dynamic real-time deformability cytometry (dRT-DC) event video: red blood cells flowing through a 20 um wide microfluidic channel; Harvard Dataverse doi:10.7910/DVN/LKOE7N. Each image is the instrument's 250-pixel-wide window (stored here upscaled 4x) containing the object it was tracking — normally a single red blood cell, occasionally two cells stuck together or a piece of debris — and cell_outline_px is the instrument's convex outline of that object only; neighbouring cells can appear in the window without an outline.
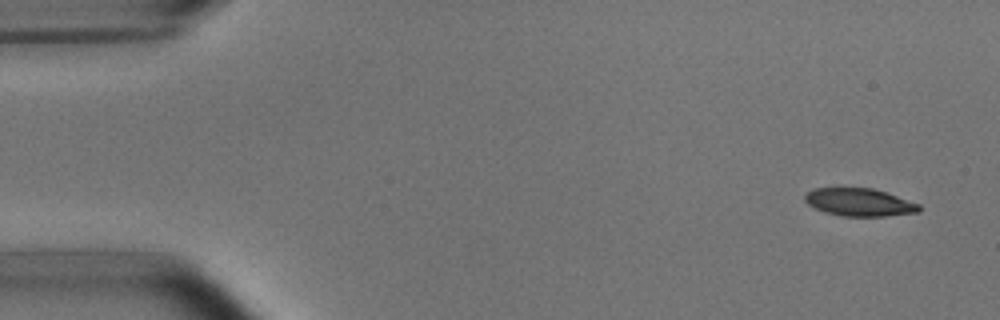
{"species": "common noctule bat (a hibernating species)", "species_latin": "Nyctalus noctula", "temperature_condition": "room temperature", "stored_images_in_passage": 7, "camera_frame_rate_fps": 3000, "um_per_image_px": 0.085, "animal": {"sex": "male", "body_mass_g": 15.6}, "frame": {"image": 1, "passage_image": 1, "time_ms": 0.0, "image_size_px": [1000, 320], "cell_outline_px": [[920, 212], [888, 216], [840, 216], [824, 212], [808, 204], [804, 200], [804, 196], [812, 188], [836, 184], [872, 188], [920, 204]], "centroid_in_image_um": [72.96, 17.14], "position_along_channel_um": 12.0, "area_um2": 19.31}}
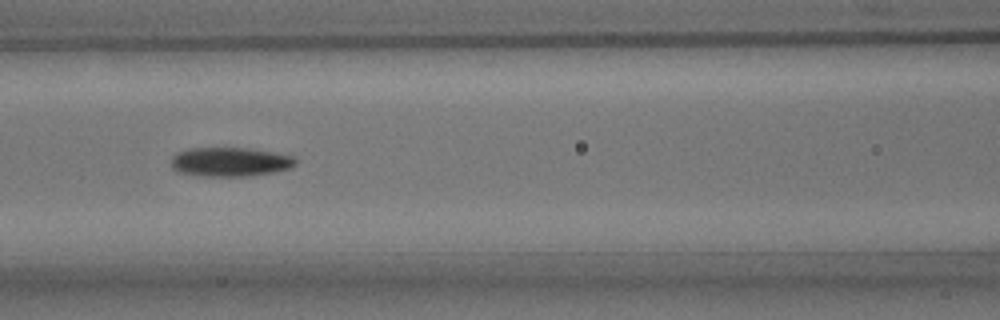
{"frame": {"image": 2, "passage_image": 6, "time_ms": 6.667, "image_size_px": [1000, 320], "cell_outline_px": [[296, 164], [292, 168], [276, 172], [248, 176], [204, 176], [176, 172], [172, 168], [172, 156], [176, 152], [188, 148], [248, 148], [272, 152], [292, 156], [296, 160]], "centroid_in_image_um": [19.55, 13.76], "position_along_channel_um": 147.1, "area_um2": 21.27}}
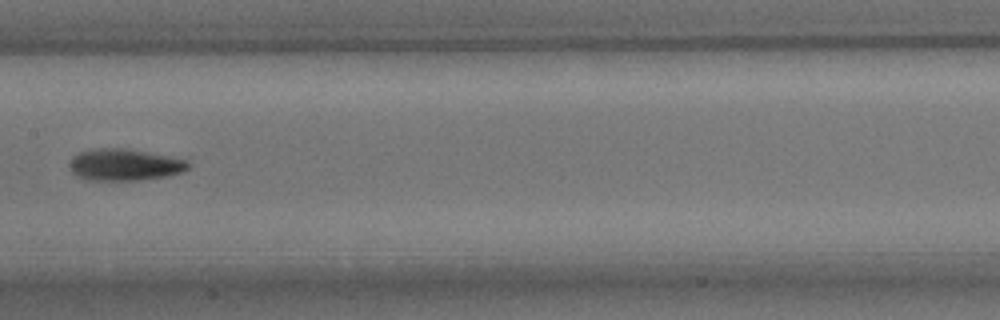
{"frame": {"image": 3, "passage_image": 7, "time_ms": 8.0, "image_size_px": [1000, 320], "cell_outline_px": [[192, 164], [184, 172], [168, 176], [140, 180], [88, 180], [72, 172], [68, 164], [80, 152], [104, 148], [124, 148], [188, 160]], "centroid_in_image_um": [10.65, 14.02], "position_along_channel_um": 196.7, "area_um2": 21.68}}